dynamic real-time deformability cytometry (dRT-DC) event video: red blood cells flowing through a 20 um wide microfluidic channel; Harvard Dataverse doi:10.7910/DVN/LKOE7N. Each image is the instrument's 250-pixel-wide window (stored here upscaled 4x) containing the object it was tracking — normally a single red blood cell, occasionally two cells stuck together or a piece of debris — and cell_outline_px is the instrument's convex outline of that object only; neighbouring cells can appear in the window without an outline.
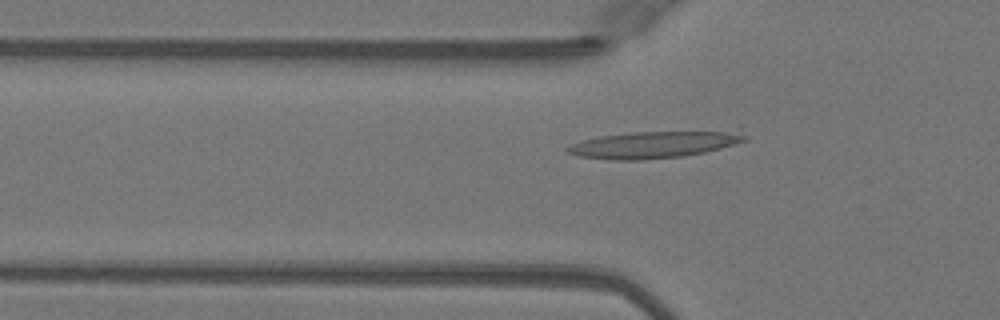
{"species": "Egyptian fruit bat (a non-hibernating species)", "species_latin": "Rousettus aegyptiacus", "temperature_condition": "warm", "stored_images_in_passage": 42, "camera_frame_rate_fps": 3000, "um_per_image_px": 0.085, "animal": {"sex": "female"}, "frame": {"image": 1, "passage_image": 9, "time_ms": 2.667, "image_size_px": [1000, 320], "cell_outline_px": [[748, 140], [720, 148], [704, 152], [684, 156], [644, 160], [612, 160], [580, 156], [568, 152], [564, 148], [572, 144], [584, 140], [600, 136], [632, 132], [740, 124]], "centroid_in_image_um": [56.01, 12.17], "position_along_channel_um": 69.8, "area_um2": 30.4}}
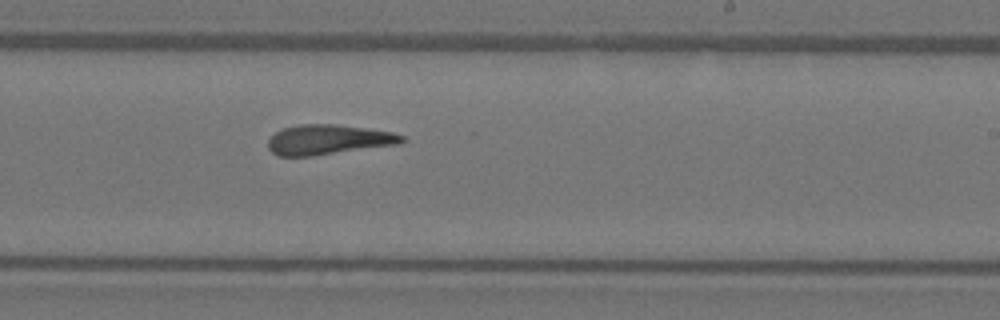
{"frame": {"image": 2, "passage_image": 23, "time_ms": 7.333, "image_size_px": [1000, 320], "cell_outline_px": [[404, 140], [400, 144], [312, 156], [276, 156], [268, 148], [268, 140], [276, 132], [284, 128], [300, 124], [336, 124], [392, 132], [404, 136]], "centroid_in_image_um": [27.89, 11.88], "position_along_channel_um": 261.1, "area_um2": 23.24}}
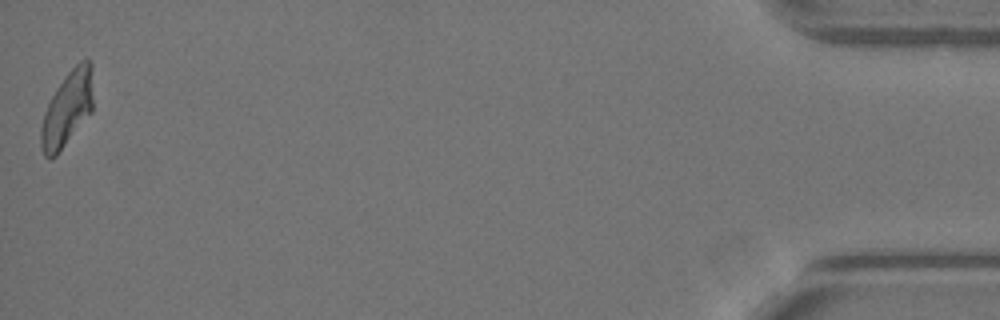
{"frame": {"image": 3, "passage_image": 42, "time_ms": 13.667, "image_size_px": [1000, 320], "cell_outline_px": [[92, 112], [56, 156], [44, 156], [40, 144], [40, 128], [44, 112], [56, 88], [64, 76], [80, 60], [88, 60], [92, 64]], "centroid_in_image_um": [5.71, 9.24], "position_along_channel_um": 429.5, "area_um2": 22.72}, "authors_computed_cell_mechanics": {"area_um2": 23.4379, "velocity_mm_per_s": 4.0785, "shape_relaxation_time_tau1_ms": null, "shape_relaxation_time_tau2_ms": 4.5309, "deformation_change_tau1": null, "deformation_change_tau2": 0.1875}}